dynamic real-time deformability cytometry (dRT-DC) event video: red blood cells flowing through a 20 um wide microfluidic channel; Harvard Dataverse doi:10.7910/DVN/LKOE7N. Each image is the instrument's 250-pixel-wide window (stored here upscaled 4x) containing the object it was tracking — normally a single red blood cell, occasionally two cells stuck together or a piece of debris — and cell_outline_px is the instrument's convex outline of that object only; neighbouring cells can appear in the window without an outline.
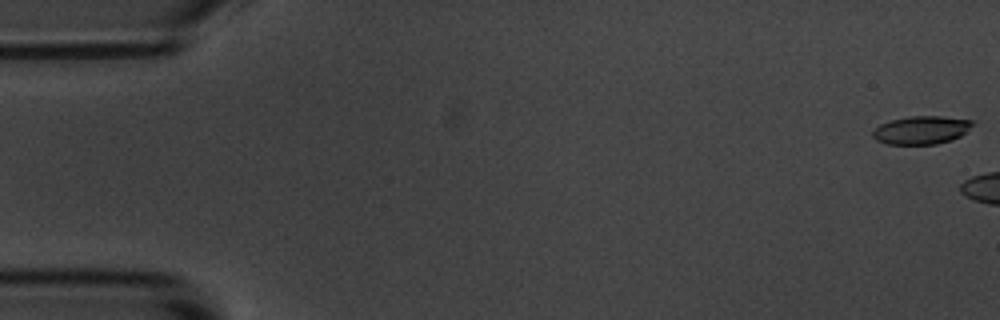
{"species": "common noctule bat (a hibernating species)", "species_latin": "Nyctalus noctula", "temperature_condition": "room temperature", "stored_images_in_passage": 9, "camera_frame_rate_fps": 3000, "um_per_image_px": 0.085, "animal": {"sex": "male", "body_mass_g": 20.1, "forearm_length_mm": 53.5}, "frame": {"image": 1, "passage_image": 1, "time_ms": 0.0, "image_size_px": [1000, 320], "cell_outline_px": [[976, 124], [960, 136], [952, 140], [936, 144], [888, 144], [876, 140], [872, 136], [872, 132], [880, 124], [892, 120], [908, 116], [944, 116], [976, 120]], "centroid_in_image_um": [78.37, 11.04], "position_along_channel_um": 6.6, "area_um2": 16.59}}